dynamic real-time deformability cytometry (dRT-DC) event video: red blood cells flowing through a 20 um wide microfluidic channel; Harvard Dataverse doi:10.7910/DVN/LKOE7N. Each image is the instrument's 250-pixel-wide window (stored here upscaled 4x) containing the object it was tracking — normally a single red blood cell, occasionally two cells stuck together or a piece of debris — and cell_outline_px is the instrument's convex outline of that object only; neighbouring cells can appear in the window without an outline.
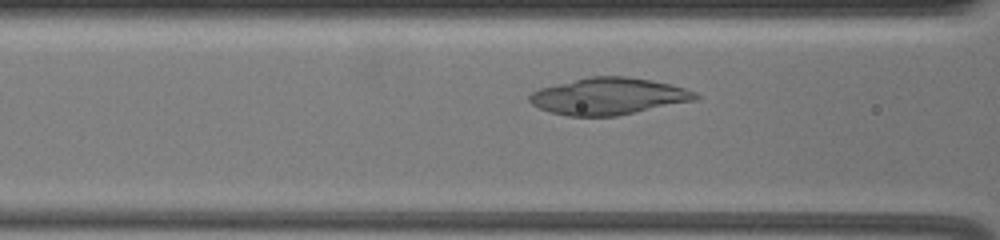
{"species": "common noctule bat (a hibernating species)", "species_latin": "Nyctalus noctula", "temperature_condition": "warm", "stored_images_in_passage": 44, "camera_frame_rate_fps": 3000, "um_per_image_px": 0.085, "animal": {"sex": "female", "body_mass_g": 19.5, "forearm_length_mm": 54.1}, "frame": {"image": 1, "passage_image": 14, "time_ms": 4.333, "image_size_px": [1000, 240], "cell_outline_px": [[700, 96], [696, 100], [616, 116], [568, 116], [552, 112], [540, 108], [532, 104], [528, 100], [528, 96], [532, 92], [540, 88], [592, 76], [628, 76], [652, 80], [672, 84], [696, 92]], "centroid_in_image_um": [51.75, 8.18], "position_along_channel_um": 114.8, "area_um2": 35.43}}
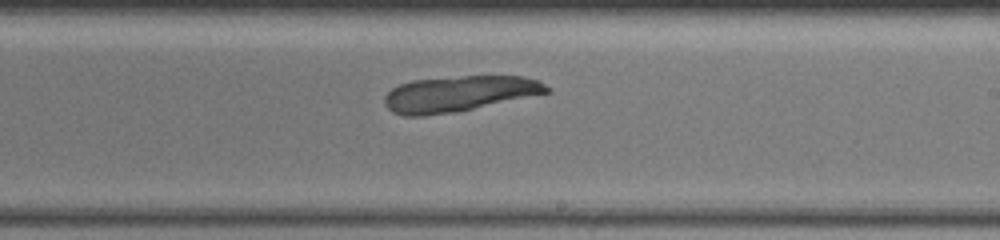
{"frame": {"image": 2, "passage_image": 26, "time_ms": 8.333, "image_size_px": [1000, 240], "cell_outline_px": [[552, 92], [456, 112], [424, 116], [404, 116], [392, 112], [384, 104], [384, 96], [392, 88], [400, 84], [412, 80], [460, 76], [524, 76], [540, 80], [552, 88]], "centroid_in_image_um": [39.05, 7.97], "position_along_channel_um": 250.0, "area_um2": 34.1}}
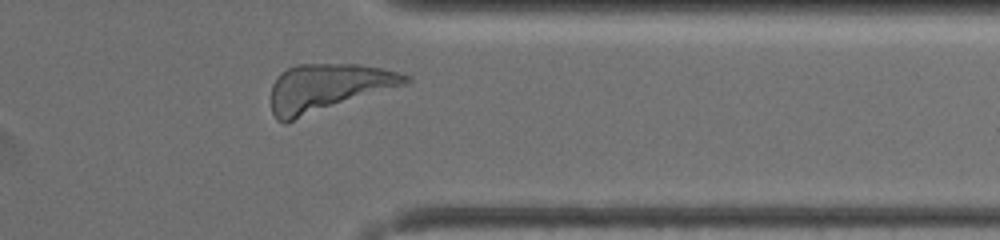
{"frame": {"image": 3, "passage_image": 38, "time_ms": 12.333, "image_size_px": [1000, 240], "cell_outline_px": [[412, 80], [404, 84], [284, 124], [276, 120], [272, 112], [272, 84], [280, 72], [296, 64], [360, 64], [380, 68], [412, 76]], "centroid_in_image_um": [27.81, 7.46], "position_along_channel_um": 383.6, "area_um2": 37.17}}